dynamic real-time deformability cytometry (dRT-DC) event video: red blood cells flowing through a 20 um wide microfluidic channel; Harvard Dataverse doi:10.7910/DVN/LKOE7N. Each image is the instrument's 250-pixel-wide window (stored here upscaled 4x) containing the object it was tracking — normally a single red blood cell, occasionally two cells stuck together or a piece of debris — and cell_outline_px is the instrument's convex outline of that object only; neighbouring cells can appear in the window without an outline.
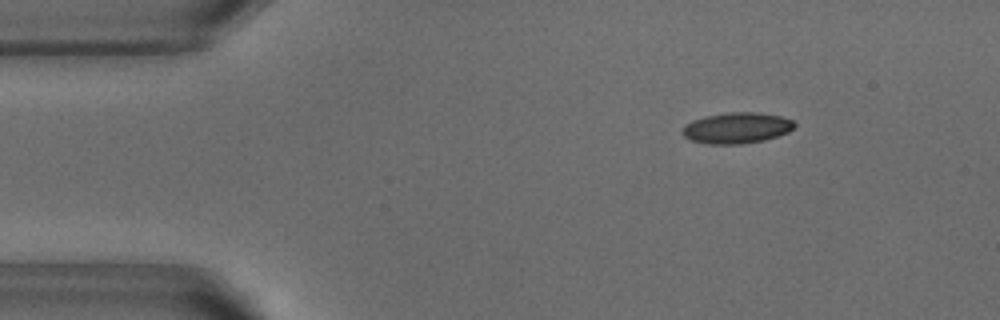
{"species": "common noctule bat (a hibernating species)", "species_latin": "Nyctalus noctula", "temperature_condition": "warm", "stored_images_in_passage": 53, "camera_frame_rate_fps": 3000, "um_per_image_px": 0.085, "animal": {"sex": "male", "body_mass_g": 18.8}, "frame": {"image": 1, "passage_image": 7, "time_ms": 2.0, "image_size_px": [1000, 320], "cell_outline_px": [[796, 124], [788, 132], [764, 140], [740, 144], [708, 144], [692, 140], [684, 136], [684, 128], [692, 120], [704, 116], [728, 112], [756, 112], [780, 116], [792, 120]], "centroid_in_image_um": [62.64, 10.87], "position_along_channel_um": 22.4, "area_um2": 19.94}}
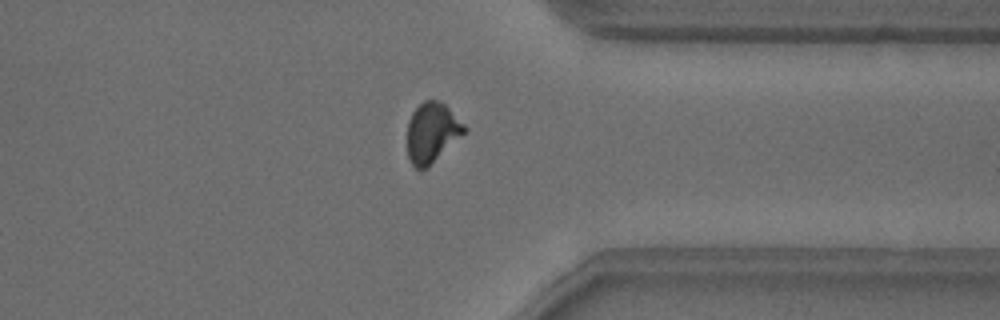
{"frame": {"image": 2, "passage_image": 40, "time_ms": 13.0, "image_size_px": [1000, 320], "cell_outline_px": [[468, 128], [464, 132], [424, 168], [416, 168], [412, 164], [408, 156], [408, 120], [412, 112], [424, 100], [436, 100], [444, 104]], "centroid_in_image_um": [36.68, 11.21], "position_along_channel_um": 374.7, "area_um2": 19.02}}
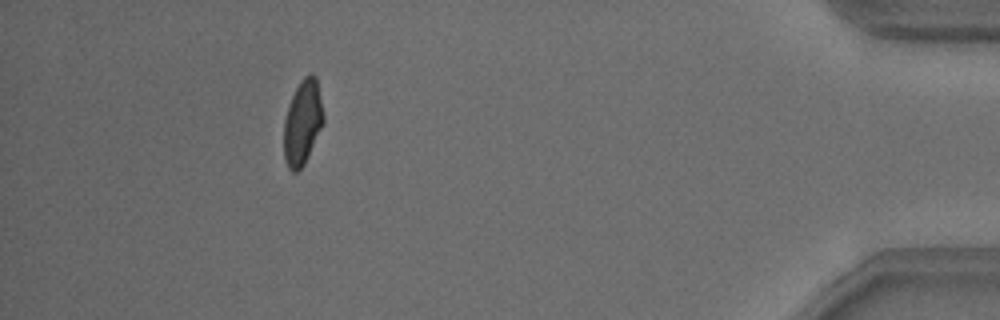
{"frame": {"image": 3, "passage_image": 47, "time_ms": 15.333, "image_size_px": [1000, 320], "cell_outline_px": [[324, 120], [308, 156], [304, 164], [296, 172], [292, 172], [288, 168], [284, 156], [284, 120], [288, 104], [300, 80], [304, 76], [312, 72], [316, 76], [324, 116]], "centroid_in_image_um": [25.71, 10.38], "position_along_channel_um": 409.5, "area_um2": 19.42}, "authors_computed_cell_mechanics": {"area_um2": 19.8832, "velocity_mm_per_s": 3.842, "shape_relaxation_time_tau1_ms": 3.6165, "shape_relaxation_time_tau2_ms": 1.2437, "deformation_change_tau1": 0.1245, "deformation_change_tau2": 0.0694}}